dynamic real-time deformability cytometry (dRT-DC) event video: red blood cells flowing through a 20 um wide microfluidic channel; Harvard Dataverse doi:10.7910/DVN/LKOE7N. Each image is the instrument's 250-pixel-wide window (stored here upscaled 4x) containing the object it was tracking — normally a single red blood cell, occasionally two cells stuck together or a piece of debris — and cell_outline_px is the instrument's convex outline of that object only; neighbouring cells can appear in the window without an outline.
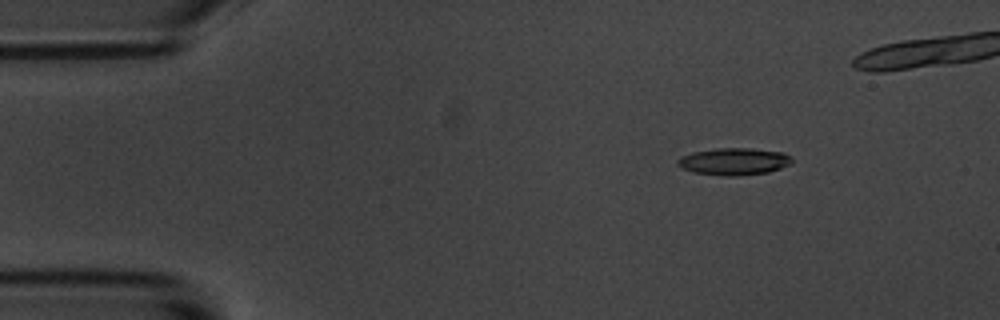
{"species": "common noctule bat (a hibernating species)", "species_latin": "Nyctalus noctula", "temperature_condition": "room temperature", "stored_images_in_passage": 50, "camera_frame_rate_fps": 3000, "um_per_image_px": 0.085, "animal": {"sex": "male", "body_mass_g": 20.1, "forearm_length_mm": 53.5}, "frame": {"image": 1, "passage_image": 8, "time_ms": 2.333, "image_size_px": [1000, 320], "cell_outline_px": [[792, 164], [768, 172], [736, 176], [724, 176], [696, 172], [680, 168], [676, 164], [676, 160], [680, 156], [692, 152], [716, 148], [752, 148], [784, 152], [792, 156]], "centroid_in_image_um": [62.39, 13.71], "position_along_channel_um": 22.6, "area_um2": 18.26}}
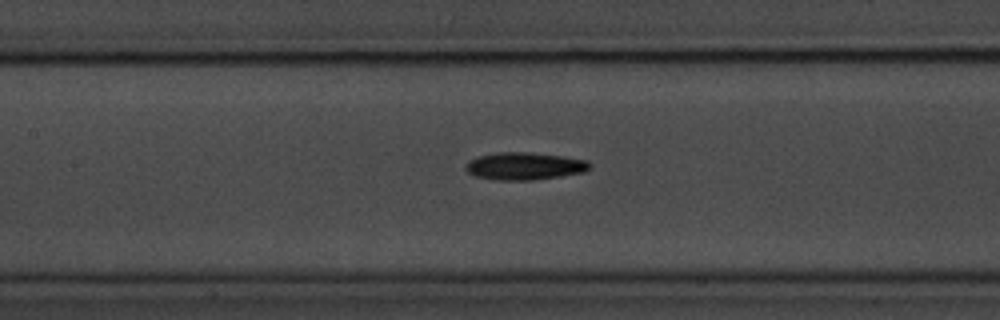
{"frame": {"image": 2, "passage_image": 26, "time_ms": 8.333, "image_size_px": [1000, 320], "cell_outline_px": [[592, 168], [584, 172], [560, 176], [532, 180], [496, 180], [476, 176], [468, 172], [464, 168], [472, 160], [480, 156], [496, 152], [528, 152], [564, 156], [588, 160], [592, 164]], "centroid_in_image_um": [44.66, 14.11], "position_along_channel_um": 162.7, "area_um2": 19.83}}
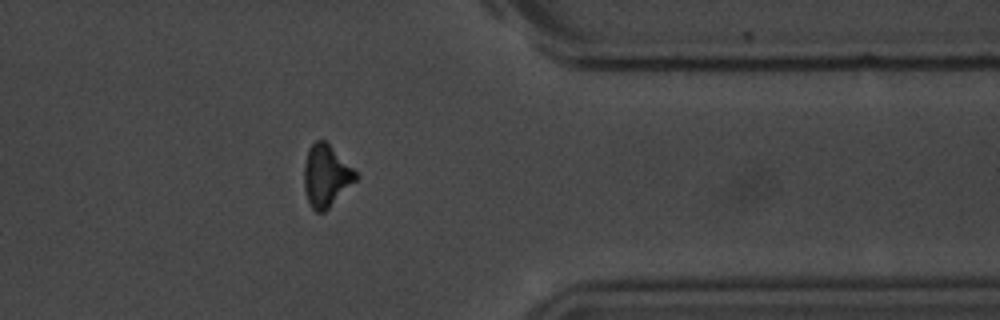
{"frame": {"image": 3, "passage_image": 46, "time_ms": 15.0, "image_size_px": [1000, 320], "cell_outline_px": [[360, 176], [324, 212], [316, 212], [312, 208], [308, 200], [304, 188], [304, 164], [308, 152], [312, 144], [316, 140], [324, 140]], "centroid_in_image_um": [27.7, 14.96], "position_along_channel_um": 383.7, "area_um2": 18.15}}